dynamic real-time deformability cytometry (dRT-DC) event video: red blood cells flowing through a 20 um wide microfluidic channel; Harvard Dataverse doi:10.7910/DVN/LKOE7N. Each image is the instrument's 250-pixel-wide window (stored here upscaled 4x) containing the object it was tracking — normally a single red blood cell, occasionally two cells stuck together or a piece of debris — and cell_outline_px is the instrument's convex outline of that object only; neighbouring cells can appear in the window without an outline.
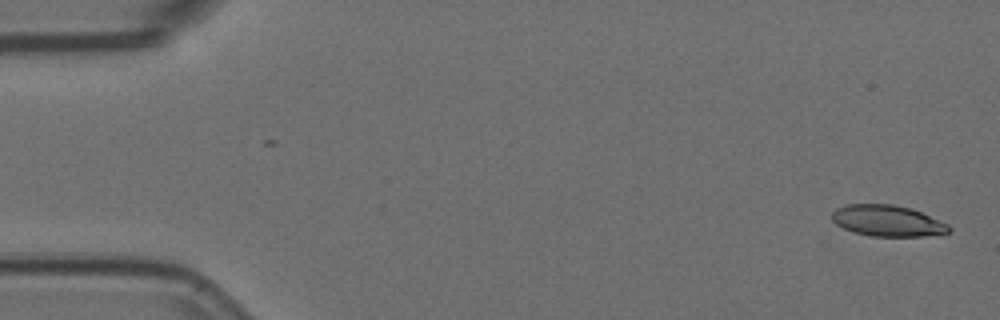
{"species": "Egyptian fruit bat (a non-hibernating species)", "species_latin": "Rousettus aegyptiacus", "temperature_condition": "room temperature", "stored_images_in_passage": 6, "camera_frame_rate_fps": 3000, "um_per_image_px": 0.085, "animal": {"sex": "female"}, "frame": {"image": 1, "passage_image": 1, "time_ms": 0.0, "image_size_px": [1000, 320], "cell_outline_px": [[952, 232], [924, 236], [872, 236], [856, 232], [844, 228], [836, 224], [832, 220], [832, 212], [836, 208], [844, 204], [892, 204], [912, 208], [948, 224], [952, 228]], "centroid_in_image_um": [75.45, 18.76], "position_along_channel_um": 9.6, "area_um2": 21.27}}
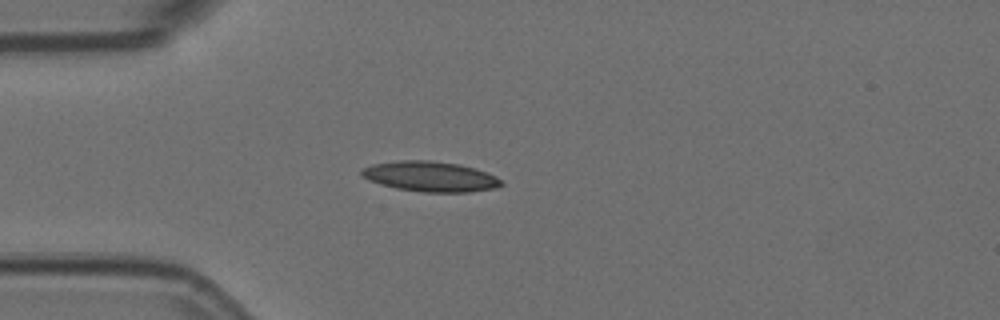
{"frame": {"image": 2, "passage_image": 5, "time_ms": 1.333, "image_size_px": [1000, 320], "cell_outline_px": [[504, 184], [496, 188], [468, 192], [424, 192], [396, 188], [380, 184], [368, 180], [360, 172], [360, 168], [372, 164], [400, 160], [428, 160], [460, 164], [488, 172], [496, 176]], "centroid_in_image_um": [36.57, 15.0], "position_along_channel_um": 48.4, "area_um2": 24.68}}